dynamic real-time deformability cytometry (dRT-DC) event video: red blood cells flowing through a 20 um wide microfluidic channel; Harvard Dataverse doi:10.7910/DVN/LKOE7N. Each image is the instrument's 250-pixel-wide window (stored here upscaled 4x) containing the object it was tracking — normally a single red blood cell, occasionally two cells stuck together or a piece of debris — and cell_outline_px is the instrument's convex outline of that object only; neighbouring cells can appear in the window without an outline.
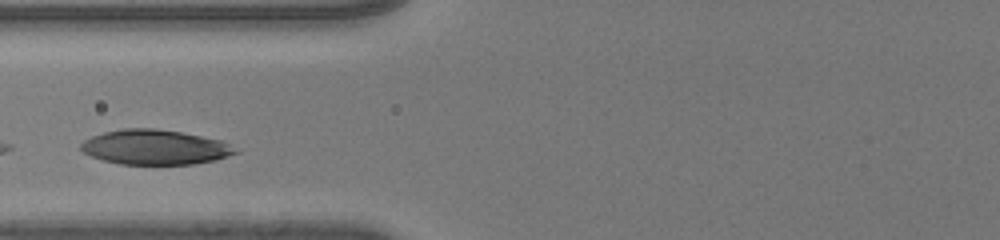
{"species": "human", "species_latin": "Homo sapiens", "temperature_condition": "room temperature", "stored_images_in_passage": 30, "segment_of_instrument_passage": [2, 2], "camera_frame_rate_fps": 3000, "um_per_image_px": 0.085, "donor": {"sex": "male"}, "frame": {"image": 1, "passage_image": 7, "time_ms": 2.0, "image_size_px": [1000, 240], "cell_outline_px": [[240, 152], [216, 160], [192, 164], [120, 164], [104, 160], [92, 156], [84, 152], [80, 148], [80, 144], [84, 140], [92, 136], [104, 132], [124, 128], [156, 128], [180, 132], [220, 140], [228, 144]], "centroid_in_image_um": [13.16, 12.51], "position_along_channel_um": 112.6, "area_um2": 31.15}}
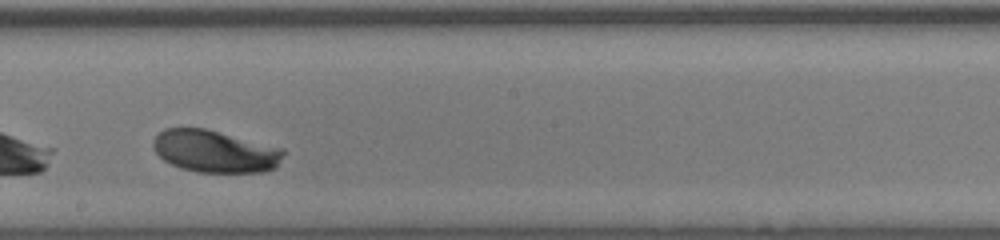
{"frame": {"image": 2, "passage_image": 16, "time_ms": 5.0, "image_size_px": [1000, 240], "cell_outline_px": [[284, 152], [276, 168], [260, 172], [196, 172], [180, 168], [164, 160], [152, 148], [152, 140], [164, 128], [204, 128], [284, 148]], "centroid_in_image_um": [18.25, 12.86], "position_along_channel_um": 229.9, "area_um2": 32.02}}
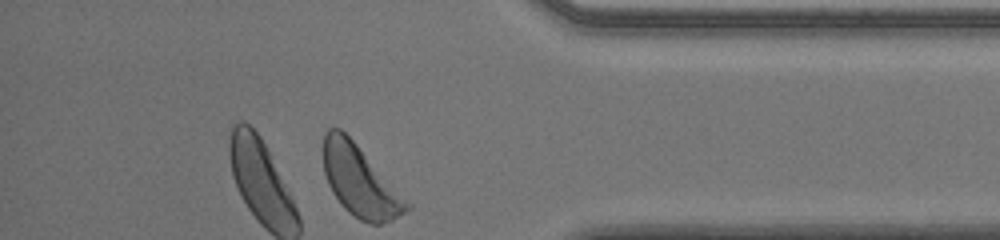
{"frame": {"image": 3, "passage_image": 30, "time_ms": 9.667, "image_size_px": [1000, 240], "cell_outline_px": [[412, 208], [392, 220], [380, 224], [368, 224], [360, 220], [348, 212], [340, 204], [332, 192], [328, 184], [324, 172], [324, 132], [328, 128], [340, 128], [356, 144], [412, 204]], "centroid_in_image_um": [30.61, 15.43], "position_along_channel_um": 404.6, "area_um2": 34.22}}